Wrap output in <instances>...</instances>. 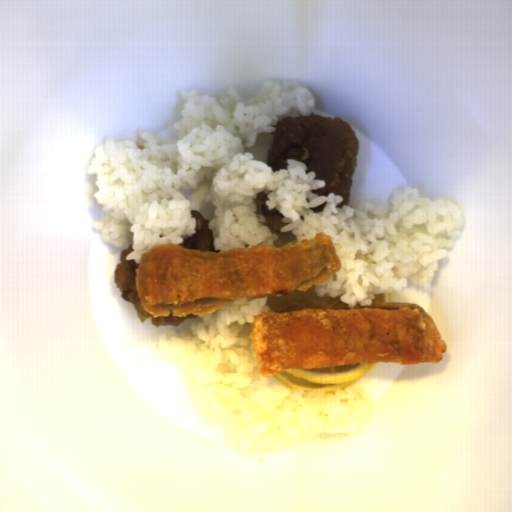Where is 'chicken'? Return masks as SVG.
<instances>
[{
	"instance_id": "1",
	"label": "chicken",
	"mask_w": 512,
	"mask_h": 512,
	"mask_svg": "<svg viewBox=\"0 0 512 512\" xmlns=\"http://www.w3.org/2000/svg\"><path fill=\"white\" fill-rule=\"evenodd\" d=\"M271 132L267 165L272 172L285 169L288 159L305 164L306 174L324 181L323 188L312 190L319 196L335 194L342 198L338 208L351 203L354 169L358 163L361 139L356 129L339 116L315 114L284 118Z\"/></svg>"
},
{
	"instance_id": "2",
	"label": "chicken",
	"mask_w": 512,
	"mask_h": 512,
	"mask_svg": "<svg viewBox=\"0 0 512 512\" xmlns=\"http://www.w3.org/2000/svg\"><path fill=\"white\" fill-rule=\"evenodd\" d=\"M133 247L129 250H122L118 260L117 267L114 271L113 281L121 289L123 301H127L137 312L139 320L144 324L147 319L153 326L161 327L166 325H178L181 320L190 318L192 314L185 316H156L149 314L140 302L137 291V267L139 263L135 260H126L131 253Z\"/></svg>"
},
{
	"instance_id": "3",
	"label": "chicken",
	"mask_w": 512,
	"mask_h": 512,
	"mask_svg": "<svg viewBox=\"0 0 512 512\" xmlns=\"http://www.w3.org/2000/svg\"><path fill=\"white\" fill-rule=\"evenodd\" d=\"M193 217L196 229L191 237H187L179 245L186 250H200L202 252H214L212 231L209 228V223L212 218H205L198 211H190Z\"/></svg>"
},
{
	"instance_id": "4",
	"label": "chicken",
	"mask_w": 512,
	"mask_h": 512,
	"mask_svg": "<svg viewBox=\"0 0 512 512\" xmlns=\"http://www.w3.org/2000/svg\"><path fill=\"white\" fill-rule=\"evenodd\" d=\"M262 201V213L261 216L266 220L264 226L271 230H282V227L286 226L287 223H283L284 215L280 213L276 208L268 209L266 200L269 199L268 194L265 191L257 193L255 196Z\"/></svg>"
}]
</instances>
